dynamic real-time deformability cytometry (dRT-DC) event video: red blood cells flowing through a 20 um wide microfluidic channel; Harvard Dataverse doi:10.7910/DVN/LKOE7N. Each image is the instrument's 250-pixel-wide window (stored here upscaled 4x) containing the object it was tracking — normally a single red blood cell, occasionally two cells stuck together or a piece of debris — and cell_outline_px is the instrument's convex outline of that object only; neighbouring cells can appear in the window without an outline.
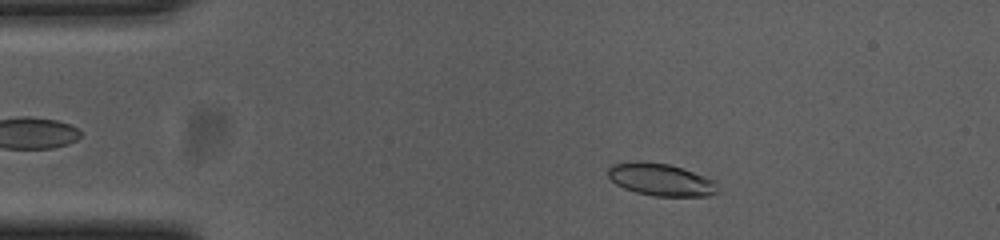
{"species": "common noctule bat (a hibernating species)", "species_latin": "Nyctalus noctula", "temperature_condition": "cold", "stored_images_in_passage": 52, "camera_frame_rate_fps": 3000, "um_per_image_px": 0.085, "animal": {"sex": "female", "body_mass_g": 23.0, "forearm_length_mm": 53.4}, "frame": {"image": 1, "passage_image": 7, "time_ms": 2.0, "image_size_px": [1000, 240], "cell_outline_px": [[716, 192], [708, 196], [652, 196], [636, 192], [624, 188], [616, 184], [608, 176], [608, 168], [612, 164], [636, 160], [668, 164], [716, 180]], "centroid_in_image_um": [56.13, 15.26], "position_along_channel_um": 28.9, "area_um2": 20.58}}
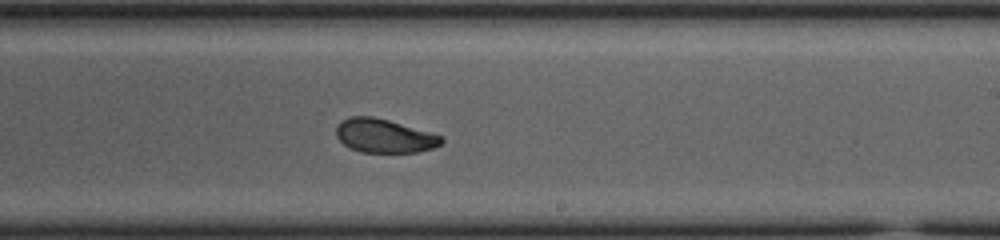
{"frame": {"image": 2, "passage_image": 30, "time_ms": 9.667, "image_size_px": [1000, 240], "cell_outline_px": [[444, 140], [440, 144], [432, 148], [416, 152], [360, 152], [344, 144], [336, 136], [336, 128], [340, 120], [348, 116], [372, 116], [388, 120], [444, 136]], "centroid_in_image_um": [32.64, 11.53], "position_along_channel_um": 256.4, "area_um2": 20.63}}
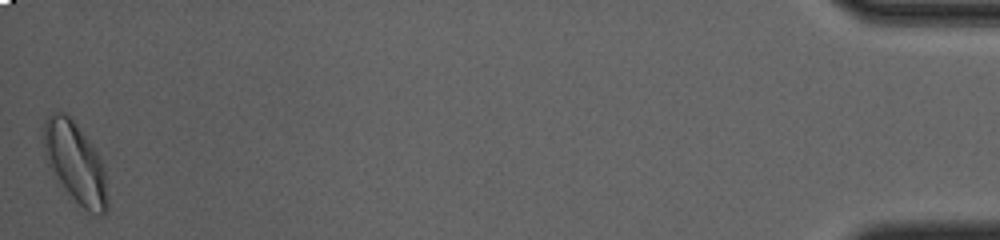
{"frame": {"image": 3, "passage_image": 52, "time_ms": 17.0, "image_size_px": [1000, 240], "cell_outline_px": [[108, 208], [100, 216], [96, 216], [88, 212], [56, 184], [52, 176], [44, 156], [44, 124], [48, 116], [56, 112], [64, 112], [76, 124], [96, 152], [104, 168], [108, 200]], "centroid_in_image_um": [6.37, 13.92], "position_along_channel_um": 428.8, "area_um2": 30.17}, "authors_computed_cell_mechanics": {"area_um2": 21.6461, "velocity_mm_per_s": 3.6873, "shape_relaxation_time_tau1_ms": 3.3074, "shape_relaxation_time_tau2_ms": 2.0173, "deformation_change_tau1": 0.1346, "deformation_change_tau2": 0.043}}